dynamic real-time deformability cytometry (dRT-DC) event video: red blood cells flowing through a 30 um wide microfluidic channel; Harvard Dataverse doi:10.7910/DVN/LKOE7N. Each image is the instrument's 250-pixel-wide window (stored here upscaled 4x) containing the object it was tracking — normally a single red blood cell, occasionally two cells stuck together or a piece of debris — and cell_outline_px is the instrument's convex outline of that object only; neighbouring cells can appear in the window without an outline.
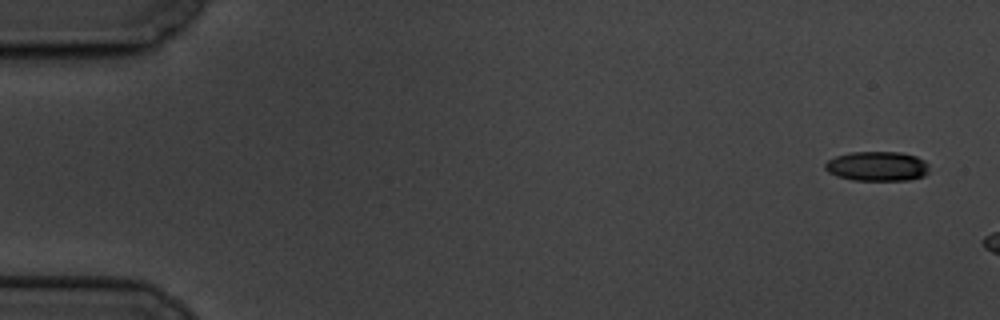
{"species": "common noctule bat (a hibernating species)", "species_latin": "Nyctalus noctula", "temperature_condition": "cold", "stored_images_in_passage": 5, "camera_frame_rate_fps": 3000, "um_per_image_px": 0.085, "animal": {"sex": "male", "body_mass_g": 19.5, "forearm_length_mm": 54.6}, "frame": {"image": 1, "passage_image": 1, "time_ms": 0.0, "image_size_px": [1000, 320], "cell_outline_px": [[928, 172], [924, 176], [908, 180], [852, 180], [836, 176], [828, 172], [824, 168], [824, 164], [828, 160], [836, 156], [852, 152], [900, 152], [916, 156], [924, 160], [928, 164]], "centroid_in_image_um": [74.55, 14.13], "position_along_channel_um": 10.4, "area_um2": 18.03}}